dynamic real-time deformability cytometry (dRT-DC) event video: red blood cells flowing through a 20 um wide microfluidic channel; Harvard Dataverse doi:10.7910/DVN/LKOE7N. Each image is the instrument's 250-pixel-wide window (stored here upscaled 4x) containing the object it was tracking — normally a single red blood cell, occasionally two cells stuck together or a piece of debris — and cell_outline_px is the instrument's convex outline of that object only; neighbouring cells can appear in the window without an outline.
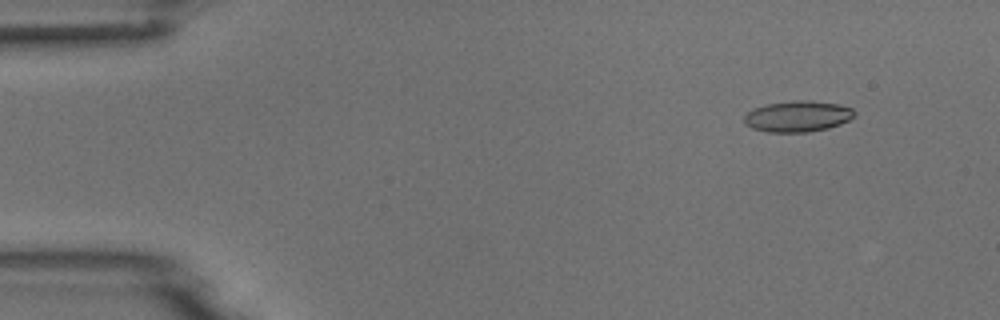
{"species": "common noctule bat (a hibernating species)", "species_latin": "Nyctalus noctula", "temperature_condition": "room temperature", "stored_images_in_passage": 10, "camera_frame_rate_fps": 3000, "um_per_image_px": 0.085, "animal": {"sex": "male", "body_mass_g": 18.8}, "frame": {"image": 1, "passage_image": 2, "time_ms": 1.0, "image_size_px": [1000, 320], "cell_outline_px": [[856, 116], [840, 124], [828, 128], [808, 132], [768, 132], [752, 128], [744, 120], [744, 116], [752, 108], [768, 104], [796, 100], [808, 100], [840, 104], [852, 108], [856, 112]], "centroid_in_image_um": [67.84, 9.88], "position_along_channel_um": 17.2, "area_um2": 19.94}}
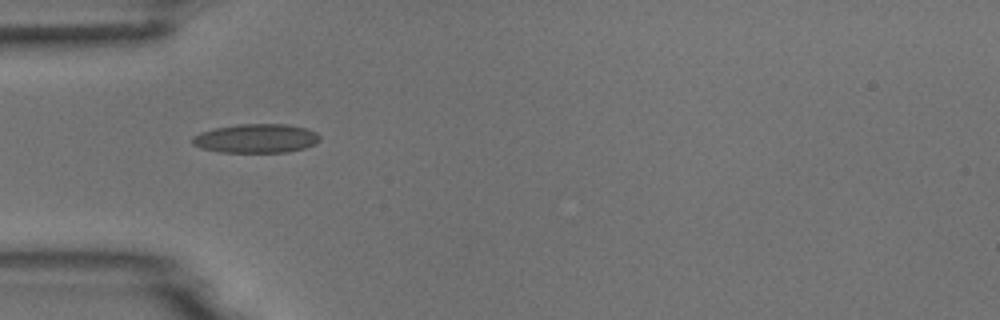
{"frame": {"image": 2, "passage_image": 5, "time_ms": 4.667, "image_size_px": [1000, 320], "cell_outline_px": [[320, 140], [316, 144], [304, 148], [288, 152], [220, 152], [200, 148], [192, 144], [192, 136], [200, 132], [216, 128], [236, 124], [288, 124], [308, 128], [316, 132], [320, 136]], "centroid_in_image_um": [21.79, 11.76], "position_along_channel_um": 63.2, "area_um2": 21.73}}
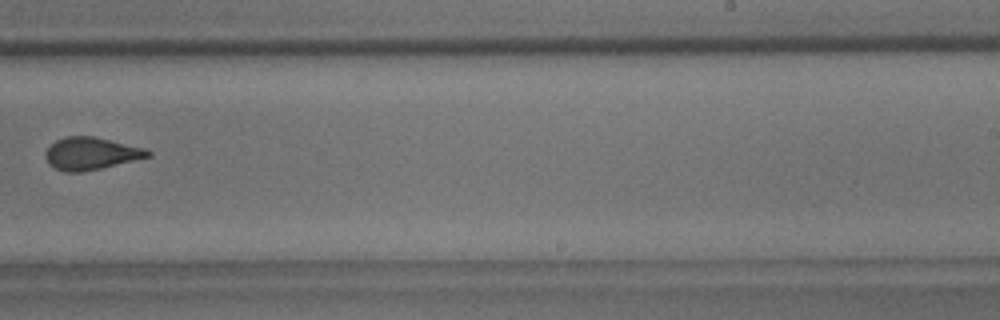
{"frame": {"image": 3, "passage_image": 10, "time_ms": 10.333, "image_size_px": [1000, 320], "cell_outline_px": [[152, 156], [100, 168], [80, 172], [64, 172], [48, 164], [44, 156], [44, 152], [56, 140], [64, 136], [92, 136], [144, 148], [152, 152]], "centroid_in_image_um": [7.7, 13.05], "position_along_channel_um": 281.3, "area_um2": 19.19}}